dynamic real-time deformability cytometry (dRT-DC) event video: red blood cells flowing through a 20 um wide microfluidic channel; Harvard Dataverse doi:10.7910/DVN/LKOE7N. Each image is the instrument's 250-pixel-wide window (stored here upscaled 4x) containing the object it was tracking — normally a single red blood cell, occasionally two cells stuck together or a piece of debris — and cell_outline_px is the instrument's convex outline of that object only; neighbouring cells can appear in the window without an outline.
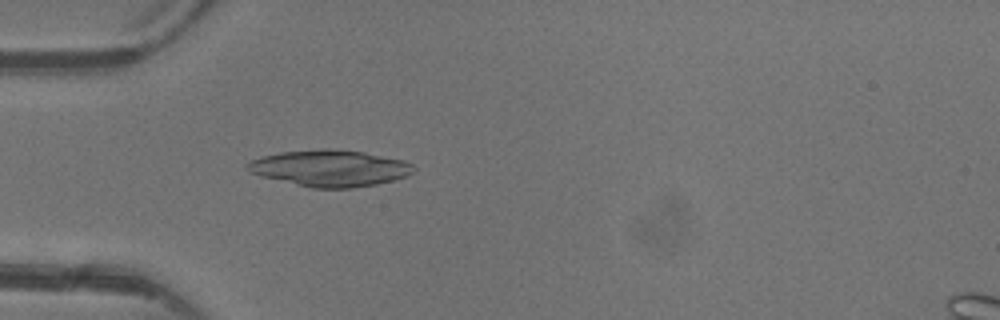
{"species": "common noctule bat (a hibernating species)", "species_latin": "Nyctalus noctula", "temperature_condition": "warm", "stored_images_in_passage": 5, "camera_frame_rate_fps": 3000, "um_per_image_px": 0.085, "animal": {"sex": "female"}, "frame": {"image": 1, "passage_image": 5, "time_ms": 4.667, "image_size_px": [1000, 320], "cell_outline_px": [[416, 168], [412, 172], [404, 176], [392, 180], [376, 184], [352, 188], [312, 188], [260, 176], [248, 172], [244, 168], [244, 164], [252, 160], [264, 156], [280, 152], [324, 148], [332, 148], [364, 152], [404, 160], [412, 164]], "centroid_in_image_um": [28.0, 14.29], "position_along_channel_um": 57.0, "area_um2": 35.37}}